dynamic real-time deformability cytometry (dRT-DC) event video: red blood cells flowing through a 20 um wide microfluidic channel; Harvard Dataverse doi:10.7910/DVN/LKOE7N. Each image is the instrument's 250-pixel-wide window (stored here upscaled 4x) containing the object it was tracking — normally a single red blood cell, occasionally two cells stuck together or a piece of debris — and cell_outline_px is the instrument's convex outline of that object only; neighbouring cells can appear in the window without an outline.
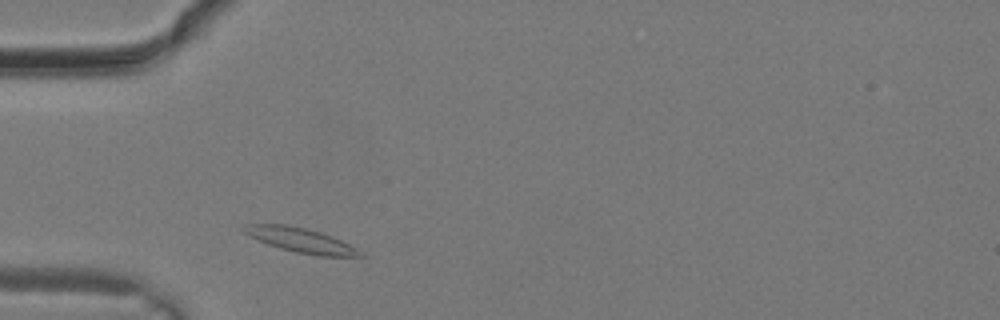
{"species": "common noctule bat (a hibernating species)", "species_latin": "Nyctalus noctula", "temperature_condition": "warm", "stored_images_in_passage": 4, "camera_frame_rate_fps": 3000, "um_per_image_px": 0.085, "animal": {"sex": "male", "body_mass_g": 19.2, "forearm_length_mm": 51.8}, "frame": {"image": 1, "passage_image": 2, "time_ms": 0.333, "image_size_px": [1000, 320], "cell_outline_px": [[364, 256], [316, 256], [296, 252], [280, 248], [268, 244], [248, 236], [240, 228], [244, 224], [288, 224], [308, 228], [332, 236], [356, 248]], "centroid_in_image_um": [25.49, 20.39], "position_along_channel_um": 59.5, "area_um2": 16.65}}
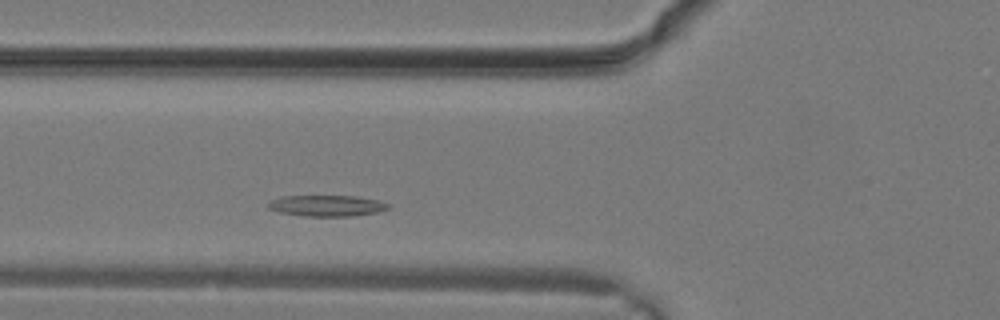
{"frame": {"image": 2, "passage_image": 4, "time_ms": 1.0, "image_size_px": [1000, 320], "cell_outline_px": [[392, 204], [388, 208], [376, 212], [352, 216], [308, 216], [280, 212], [268, 208], [268, 204], [272, 200], [284, 196], [356, 196], [376, 200]], "centroid_in_image_um": [27.81, 17.48], "position_along_channel_um": 98.0, "area_um2": 14.51}}